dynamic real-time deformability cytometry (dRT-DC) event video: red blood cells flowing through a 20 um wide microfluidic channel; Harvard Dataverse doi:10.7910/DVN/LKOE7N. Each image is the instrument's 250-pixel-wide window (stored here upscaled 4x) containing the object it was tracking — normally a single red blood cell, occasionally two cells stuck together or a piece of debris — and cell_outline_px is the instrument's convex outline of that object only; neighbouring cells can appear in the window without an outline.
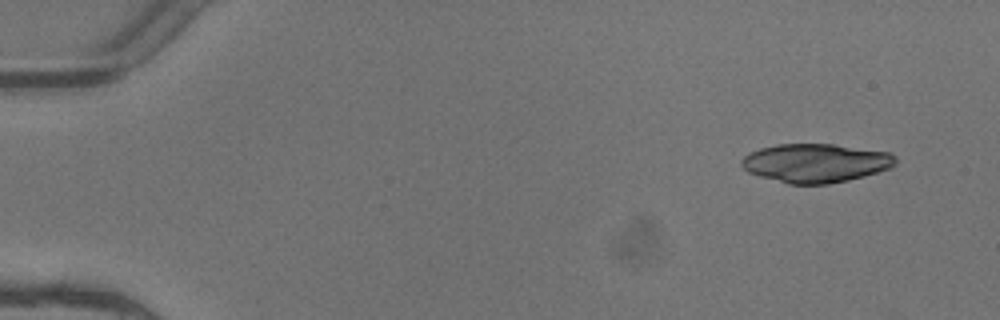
{"species": "common noctule bat (a hibernating species)", "species_latin": "Nyctalus noctula", "temperature_condition": "warm", "stored_images_in_passage": 4, "camera_frame_rate_fps": 3000, "um_per_image_px": 0.085, "animal": {"sex": "female"}, "frame": {"image": 1, "passage_image": 1, "time_ms": 0.0, "image_size_px": [1000, 320], "cell_outline_px": [[896, 164], [892, 168], [864, 176], [848, 180], [828, 184], [788, 184], [760, 176], [748, 172], [740, 164], [740, 160], [744, 156], [760, 148], [776, 144], [832, 144], [888, 152], [896, 156]], "centroid_in_image_um": [69.34, 13.86], "position_along_channel_um": 15.7, "area_um2": 34.8}}